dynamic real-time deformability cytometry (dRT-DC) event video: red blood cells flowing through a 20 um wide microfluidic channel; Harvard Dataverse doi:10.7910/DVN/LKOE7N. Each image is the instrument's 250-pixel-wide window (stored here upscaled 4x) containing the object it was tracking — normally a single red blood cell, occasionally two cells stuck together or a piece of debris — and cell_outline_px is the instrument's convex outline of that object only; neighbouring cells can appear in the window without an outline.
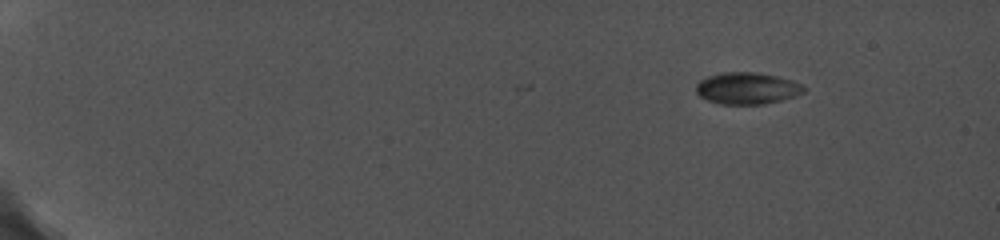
{"species": "common noctule bat (a hibernating species)", "species_latin": "Nyctalus noctula", "temperature_condition": "cold", "stored_images_in_passage": 6, "camera_frame_rate_fps": 5000, "um_per_image_px": 0.085, "animal": {"sex": "female", "body_mass_g": 19.0, "forearm_length_mm": 56.7}, "frame": {"image": 1, "passage_image": 1, "time_ms": 0.0, "image_size_px": [1000, 240], "cell_outline_px": [[808, 88], [804, 92], [796, 96], [764, 104], [720, 104], [708, 100], [700, 96], [696, 92], [696, 84], [700, 80], [708, 76], [724, 72], [756, 72], [776, 76], [792, 80], [804, 84]], "centroid_in_image_um": [63.54, 7.5], "position_along_channel_um": 21.5, "area_um2": 20.06}}